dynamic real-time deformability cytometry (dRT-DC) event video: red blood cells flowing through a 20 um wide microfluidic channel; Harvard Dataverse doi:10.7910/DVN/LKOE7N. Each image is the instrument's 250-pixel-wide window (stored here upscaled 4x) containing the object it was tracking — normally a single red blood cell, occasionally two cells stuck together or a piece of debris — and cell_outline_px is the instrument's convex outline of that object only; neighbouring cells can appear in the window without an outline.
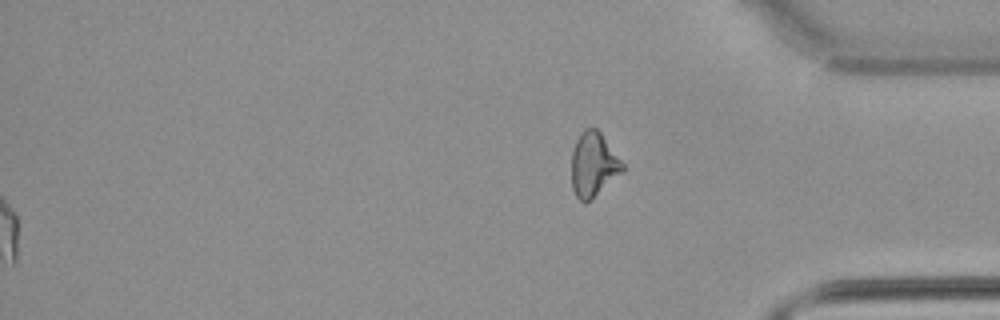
{"species": "common noctule bat (a hibernating species)", "species_latin": "Nyctalus noctula", "temperature_condition": "warm", "stored_images_in_passage": 55, "segment_of_instrument_passage": [2, 2], "camera_frame_rate_fps": 3000, "um_per_image_px": 0.085, "animal": {"sex": "male", "body_mass_g": 21.5, "forearm_length_mm": 52.0}, "frame": {"image": 1, "passage_image": 55, "time_ms": 18.0, "image_size_px": [1000, 320], "cell_outline_px": [[624, 172], [584, 204], [576, 196], [572, 188], [572, 152], [576, 140], [580, 132], [584, 128], [596, 128], [600, 132], [624, 164]], "centroid_in_image_um": [50.44, 13.98], "position_along_channel_um": 384.8, "area_um2": 19.02}}